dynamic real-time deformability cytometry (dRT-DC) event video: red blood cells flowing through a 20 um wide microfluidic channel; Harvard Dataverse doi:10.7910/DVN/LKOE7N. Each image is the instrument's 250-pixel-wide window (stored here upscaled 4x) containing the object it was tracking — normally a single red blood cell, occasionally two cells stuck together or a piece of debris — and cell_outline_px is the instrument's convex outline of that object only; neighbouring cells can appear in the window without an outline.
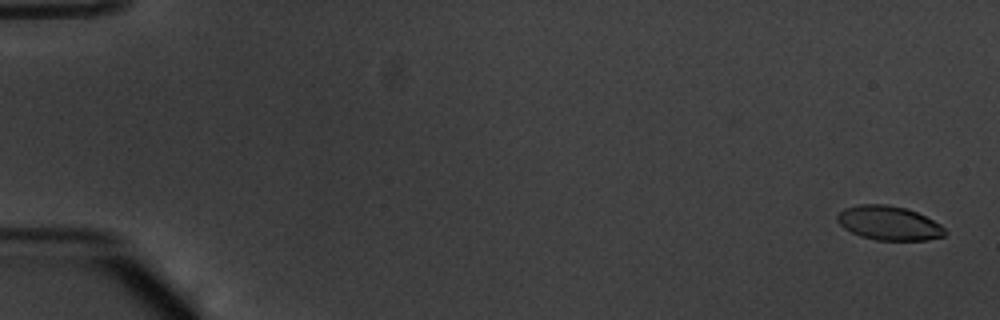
{"species": "common noctule bat (a hibernating species)", "species_latin": "Nyctalus noctula", "temperature_condition": "warm", "stored_images_in_passage": 55, "camera_frame_rate_fps": 3000, "um_per_image_px": 0.085, "animal": {"sex": "male", "body_mass_g": 20.1, "forearm_length_mm": 53.5}, "frame": {"image": 1, "passage_image": 2, "time_ms": 0.333, "image_size_px": [1000, 320], "cell_outline_px": [[948, 232], [944, 236], [928, 240], [876, 240], [860, 236], [844, 228], [836, 220], [836, 216], [844, 208], [860, 204], [884, 204], [904, 208], [916, 212], [940, 224]], "centroid_in_image_um": [75.55, 18.97], "position_along_channel_um": 9.5, "area_um2": 21.33}}
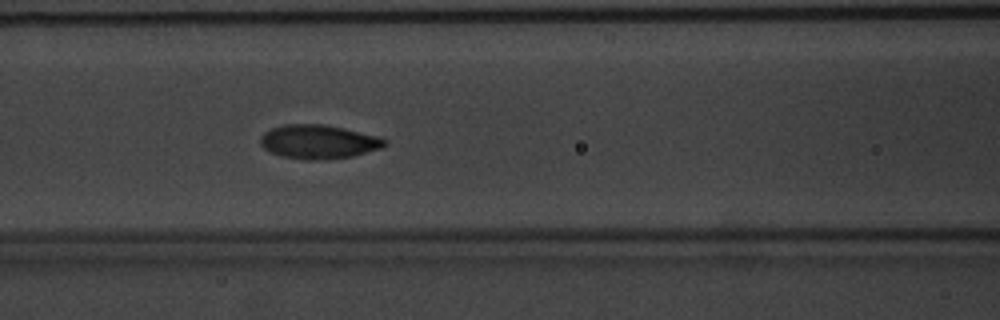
{"frame": {"image": 2, "passage_image": 25, "time_ms": 8.0, "image_size_px": [1000, 320], "cell_outline_px": [[388, 144], [380, 148], [352, 156], [316, 160], [304, 160], [280, 156], [264, 148], [260, 144], [260, 136], [264, 132], [272, 128], [284, 124], [324, 124], [344, 128], [380, 136], [388, 140]], "centroid_in_image_um": [27.08, 12.04], "position_along_channel_um": 139.5, "area_um2": 24.68}}
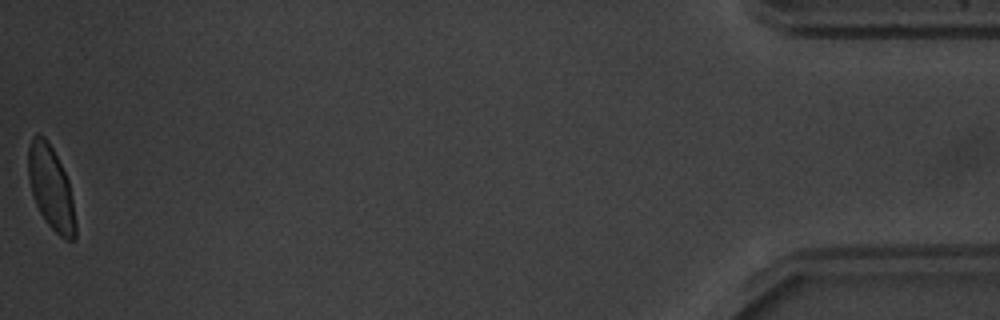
{"frame": {"image": 3, "passage_image": 55, "time_ms": 18.0, "image_size_px": [1000, 320], "cell_outline_px": [[76, 236], [72, 240], [64, 240], [44, 220], [36, 204], [28, 180], [28, 148], [32, 136], [36, 132], [44, 136], [52, 148], [68, 180], [72, 200], [76, 224]], "centroid_in_image_um": [4.31, 15.97], "position_along_channel_um": 430.9, "area_um2": 22.83}, "authors_computed_cell_mechanics": {"area_um2": 22.7154, "velocity_mm_per_s": 3.7935, "shape_relaxation_time_tau1_ms": 3.0765, "shape_relaxation_time_tau2_ms": null, "deformation_change_tau1": 0.1765, "deformation_change_tau2": null}}